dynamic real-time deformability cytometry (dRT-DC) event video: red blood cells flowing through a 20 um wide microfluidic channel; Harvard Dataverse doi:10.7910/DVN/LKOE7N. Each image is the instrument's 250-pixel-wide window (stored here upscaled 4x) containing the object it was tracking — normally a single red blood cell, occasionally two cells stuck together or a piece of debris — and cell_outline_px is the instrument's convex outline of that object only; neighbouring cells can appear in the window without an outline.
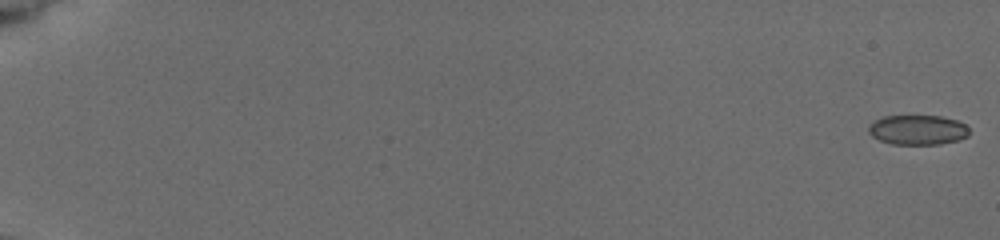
{"species": "common noctule bat (a hibernating species)", "species_latin": "Nyctalus noctula", "temperature_condition": "cold", "stored_images_in_passage": 18, "camera_frame_rate_fps": 3000, "um_per_image_px": 0.085, "animal": {"sex": "female", "body_mass_g": 19.5, "forearm_length_mm": 54.1}, "frame": {"image": 1, "passage_image": 1, "time_ms": 0.0, "image_size_px": [1000, 240], "cell_outline_px": [[968, 136], [960, 140], [940, 144], [892, 144], [880, 140], [872, 136], [868, 132], [868, 124], [872, 120], [884, 116], [940, 116], [956, 120], [964, 124], [968, 128]], "centroid_in_image_um": [77.97, 11.04], "position_along_channel_um": 7.0, "area_um2": 17.57}}